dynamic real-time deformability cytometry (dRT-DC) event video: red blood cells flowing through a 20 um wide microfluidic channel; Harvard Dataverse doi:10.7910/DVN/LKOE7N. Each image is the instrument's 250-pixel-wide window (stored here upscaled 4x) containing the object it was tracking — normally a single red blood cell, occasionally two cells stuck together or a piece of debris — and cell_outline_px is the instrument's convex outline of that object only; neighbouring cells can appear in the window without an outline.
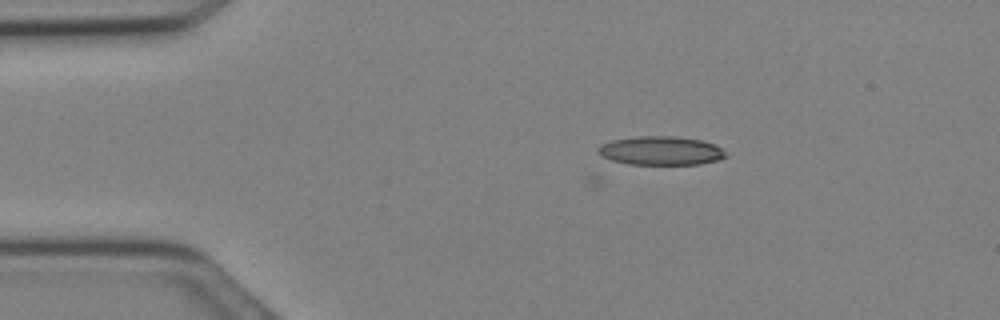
{"species": "Egyptian fruit bat (a non-hibernating species)", "species_latin": "Rousettus aegyptiacus", "temperature_condition": "cold", "stored_images_in_passage": 4, "camera_frame_rate_fps": 3000, "um_per_image_px": 0.085, "animal": {"sex": "female"}, "frame": {"image": 1, "passage_image": 4, "time_ms": 1.0, "image_size_px": [1000, 320], "cell_outline_px": [[728, 156], [720, 160], [700, 164], [628, 164], [612, 160], [596, 152], [596, 148], [600, 144], [612, 140], [636, 136], [676, 136], [700, 140], [716, 144]], "centroid_in_image_um": [56.17, 12.8], "position_along_channel_um": 28.8, "area_um2": 21.5}}